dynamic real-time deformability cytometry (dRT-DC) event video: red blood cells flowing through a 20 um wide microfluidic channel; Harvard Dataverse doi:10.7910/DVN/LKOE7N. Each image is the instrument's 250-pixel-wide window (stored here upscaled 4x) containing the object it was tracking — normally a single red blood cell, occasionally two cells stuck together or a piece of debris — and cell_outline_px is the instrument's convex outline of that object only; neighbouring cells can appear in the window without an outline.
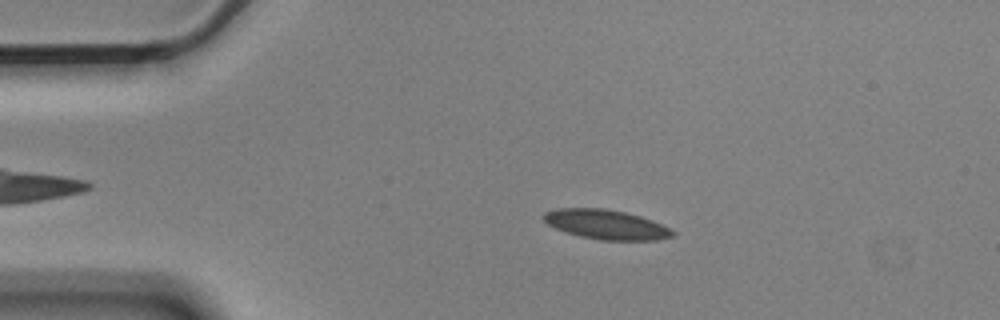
{"species": "Egyptian fruit bat (a non-hibernating species)", "species_latin": "Rousettus aegyptiacus", "temperature_condition": "cold", "stored_images_in_passage": 55, "camera_frame_rate_fps": 3000, "um_per_image_px": 0.085, "animal": {"sex": "male"}, "frame": {"image": 1, "passage_image": 10, "time_ms": 3.0, "image_size_px": [1000, 320], "cell_outline_px": [[676, 232], [672, 236], [656, 240], [600, 240], [580, 236], [556, 228], [548, 224], [544, 220], [544, 212], [556, 208], [600, 208], [624, 212], [640, 216], [652, 220]], "centroid_in_image_um": [51.51, 19.08], "position_along_channel_um": 33.5, "area_um2": 21.91}}
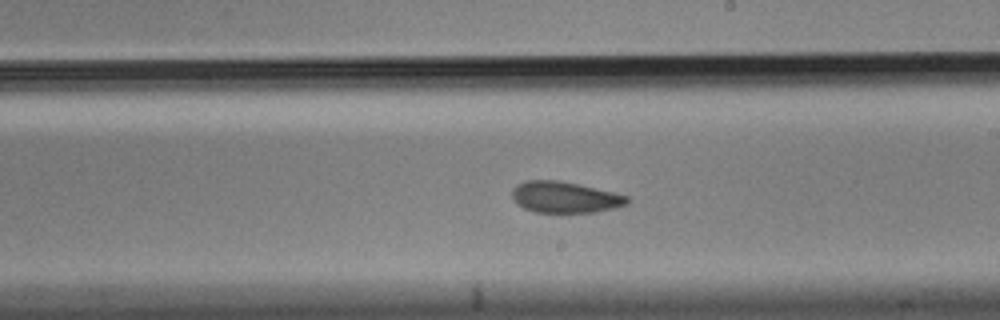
{"frame": {"image": 2, "passage_image": 31, "time_ms": 10.0, "image_size_px": [1000, 320], "cell_outline_px": [[628, 204], [616, 208], [596, 212], [532, 212], [524, 208], [512, 196], [512, 188], [516, 184], [528, 180], [560, 180], [612, 192], [628, 196]], "centroid_in_image_um": [48.02, 16.76], "position_along_channel_um": 241.0, "area_um2": 20.81}}
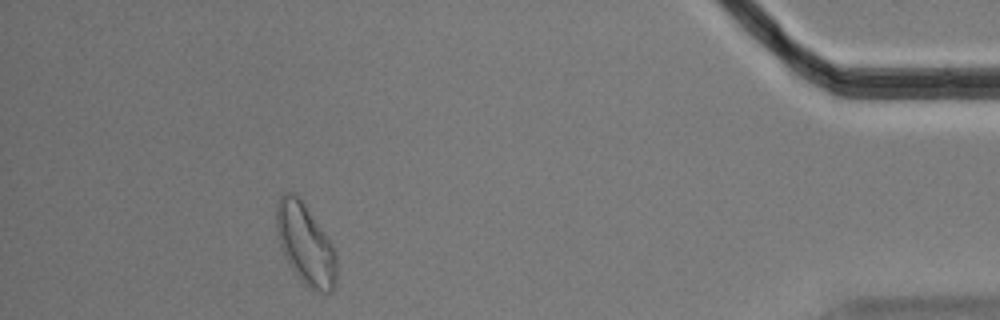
{"frame": {"image": 3, "passage_image": 50, "time_ms": 16.333, "image_size_px": [1000, 320], "cell_outline_px": [[336, 284], [332, 292], [324, 292], [308, 288], [304, 284], [288, 264], [280, 244], [276, 232], [276, 204], [280, 196], [284, 192], [292, 192], [304, 200], [332, 244], [336, 252]], "centroid_in_image_um": [25.96, 20.72], "position_along_channel_um": 409.2, "area_um2": 28.67}, "authors_computed_cell_mechanics": {"area_um2": 21.9062, "velocity_mm_per_s": 3.5317, "shape_relaxation_time_tau1_ms": 6.1012, "shape_relaxation_time_tau2_ms": 2.4917, "deformation_change_tau1": 0.1142, "deformation_change_tau2": 0.0777}}